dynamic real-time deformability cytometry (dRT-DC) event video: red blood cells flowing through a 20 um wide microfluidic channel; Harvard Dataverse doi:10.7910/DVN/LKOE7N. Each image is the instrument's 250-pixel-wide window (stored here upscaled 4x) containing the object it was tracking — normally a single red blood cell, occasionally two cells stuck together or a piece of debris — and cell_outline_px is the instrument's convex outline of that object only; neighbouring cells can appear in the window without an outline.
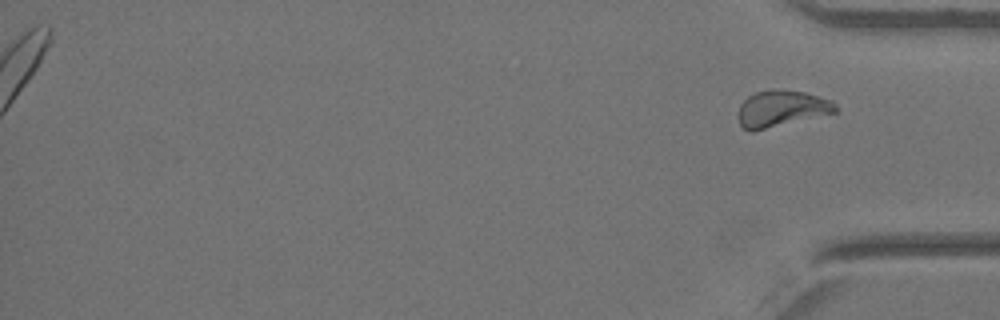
{"species": "Egyptian fruit bat (a non-hibernating species)", "species_latin": "Rousettus aegyptiacus", "temperature_condition": "warm", "stored_images_in_passage": 35, "segment_of_instrument_passage": [2, 2], "camera_frame_rate_fps": 3000, "um_per_image_px": 0.085, "animal": {"sex": "female"}, "frame": {"image": 1, "passage_image": 35, "time_ms": 11.333, "image_size_px": [1000, 320], "cell_outline_px": [[836, 112], [752, 132], [744, 128], [740, 124], [736, 116], [740, 104], [748, 96], [756, 92], [804, 92], [832, 100], [836, 104]], "centroid_in_image_um": [66.39, 9.28], "position_along_channel_um": 368.8, "area_um2": 20.0}}